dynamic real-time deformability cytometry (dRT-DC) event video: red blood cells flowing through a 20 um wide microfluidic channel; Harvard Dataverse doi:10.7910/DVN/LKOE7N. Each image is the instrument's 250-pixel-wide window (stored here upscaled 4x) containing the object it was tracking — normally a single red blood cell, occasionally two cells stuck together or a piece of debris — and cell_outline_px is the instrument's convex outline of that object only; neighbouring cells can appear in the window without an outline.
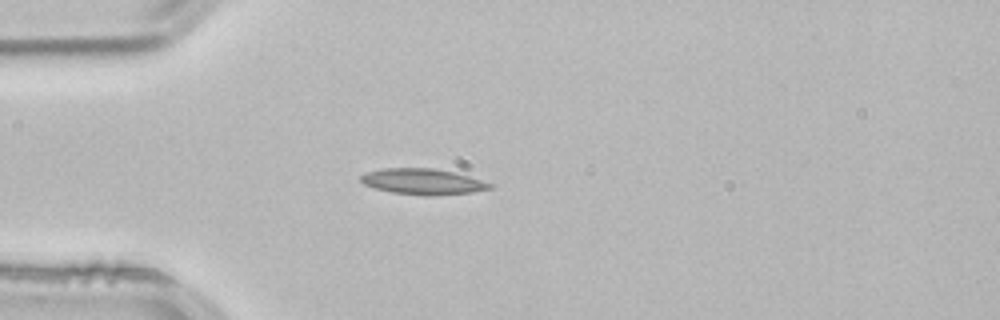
{"species": "common noctule bat (a hibernating species)", "species_latin": "Nyctalus noctula", "temperature_condition": "room temperature", "stored_images_in_passage": 39, "camera_frame_rate_fps": 3000, "um_per_image_px": 0.085, "animal": {"sex": "male", "body_mass_g": 21.5, "forearm_length_mm": 52.0}, "frame": {"image": 1, "passage_image": 1, "time_ms": 0.0, "image_size_px": [1000, 320], "cell_outline_px": [[496, 188], [472, 192], [392, 192], [376, 188], [364, 184], [360, 180], [360, 176], [364, 172], [384, 168], [432, 168], [452, 172], [468, 176], [492, 184]], "centroid_in_image_um": [35.89, 15.37], "position_along_channel_um": 49.1, "area_um2": 18.15}}
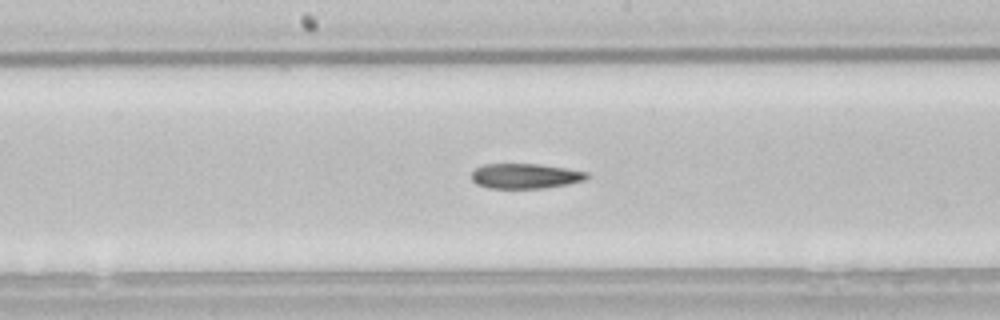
{"frame": {"image": 2, "passage_image": 14, "time_ms": 4.333, "image_size_px": [1000, 320], "cell_outline_px": [[588, 180], [568, 184], [544, 188], [488, 188], [476, 184], [472, 180], [472, 172], [476, 168], [484, 164], [540, 164], [588, 172]], "centroid_in_image_um": [44.66, 14.96], "position_along_channel_um": 203.5, "area_um2": 16.88}}
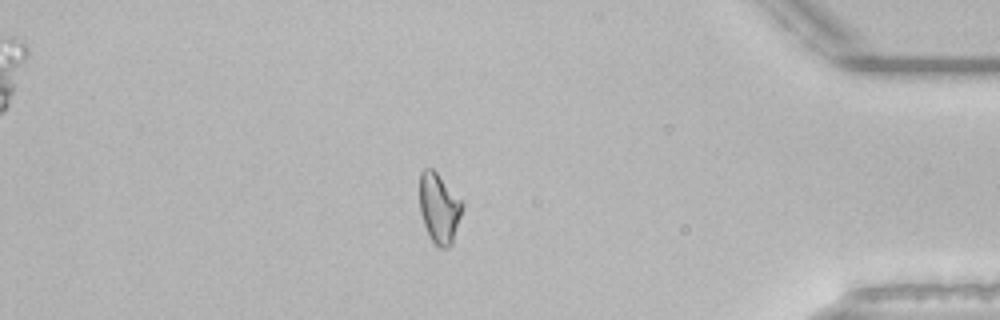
{"frame": {"image": 3, "passage_image": 32, "time_ms": 10.333, "image_size_px": [1000, 320], "cell_outline_px": [[464, 204], [452, 244], [448, 248], [440, 248], [432, 240], [424, 224], [420, 212], [420, 172], [424, 168], [432, 168], [436, 172]], "centroid_in_image_um": [37.32, 17.7], "position_along_channel_um": 397.9, "area_um2": 17.11}}